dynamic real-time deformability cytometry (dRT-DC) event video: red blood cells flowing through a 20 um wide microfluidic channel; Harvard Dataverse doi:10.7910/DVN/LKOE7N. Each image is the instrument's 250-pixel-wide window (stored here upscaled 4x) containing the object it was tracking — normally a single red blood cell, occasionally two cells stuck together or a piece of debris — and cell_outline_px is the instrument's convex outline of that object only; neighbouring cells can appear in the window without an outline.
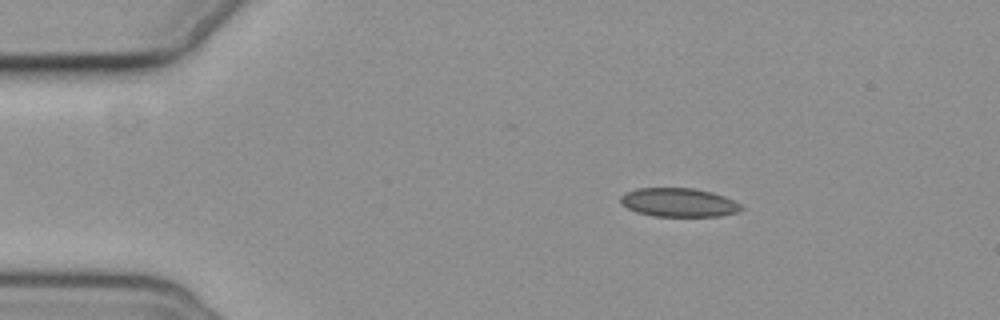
{"species": "common noctule bat (a hibernating species)", "species_latin": "Nyctalus noctula", "temperature_condition": "cold", "stored_images_in_passage": 3, "camera_frame_rate_fps": 3000, "um_per_image_px": 0.085, "animal": {"sex": "female", "body_mass_g": 19.3, "forearm_length_mm": 54.1}, "frame": {"image": 1, "passage_image": 1, "time_ms": 0.0, "image_size_px": [1000, 320], "cell_outline_px": [[744, 208], [740, 212], [720, 216], [652, 216], [636, 212], [620, 204], [620, 196], [624, 192], [636, 188], [692, 188], [712, 192], [724, 196], [740, 204]], "centroid_in_image_um": [57.67, 17.21], "position_along_channel_um": 27.3, "area_um2": 20.4}}